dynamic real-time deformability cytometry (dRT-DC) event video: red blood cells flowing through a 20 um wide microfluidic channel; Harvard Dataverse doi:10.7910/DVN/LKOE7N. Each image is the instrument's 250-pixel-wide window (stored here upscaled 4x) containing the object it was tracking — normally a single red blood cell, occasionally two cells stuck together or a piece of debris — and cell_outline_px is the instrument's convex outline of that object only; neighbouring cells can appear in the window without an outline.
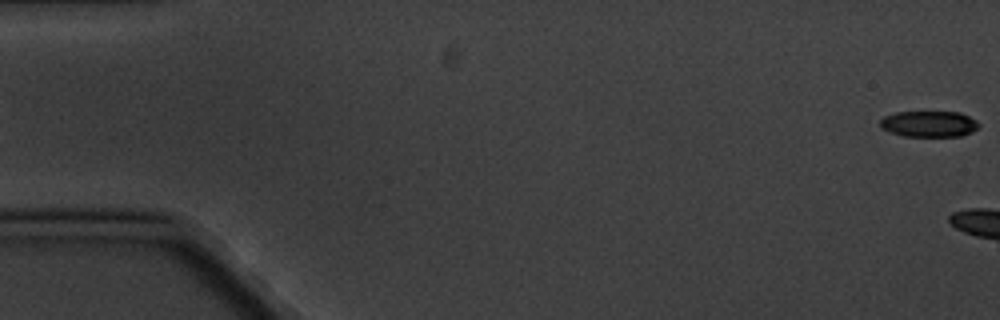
{"species": "common noctule bat (a hibernating species)", "species_latin": "Nyctalus noctula", "temperature_condition": "cold", "stored_images_in_passage": 5, "segment_of_instrument_passage": [2, 2], "camera_frame_rate_fps": 3000, "um_per_image_px": 0.085, "animal": {"sex": "male", "body_mass_g": 20.1, "forearm_length_mm": 53.5}, "frame": {"image": 1, "passage_image": 5, "time_ms": 5.0, "image_size_px": [1000, 320], "cell_outline_px": [[980, 124], [972, 132], [960, 136], [904, 136], [880, 128], [880, 120], [884, 116], [896, 112], [960, 112], [976, 120]], "centroid_in_image_um": [78.96, 10.53], "position_along_channel_um": 6.0, "area_um2": 14.91}}